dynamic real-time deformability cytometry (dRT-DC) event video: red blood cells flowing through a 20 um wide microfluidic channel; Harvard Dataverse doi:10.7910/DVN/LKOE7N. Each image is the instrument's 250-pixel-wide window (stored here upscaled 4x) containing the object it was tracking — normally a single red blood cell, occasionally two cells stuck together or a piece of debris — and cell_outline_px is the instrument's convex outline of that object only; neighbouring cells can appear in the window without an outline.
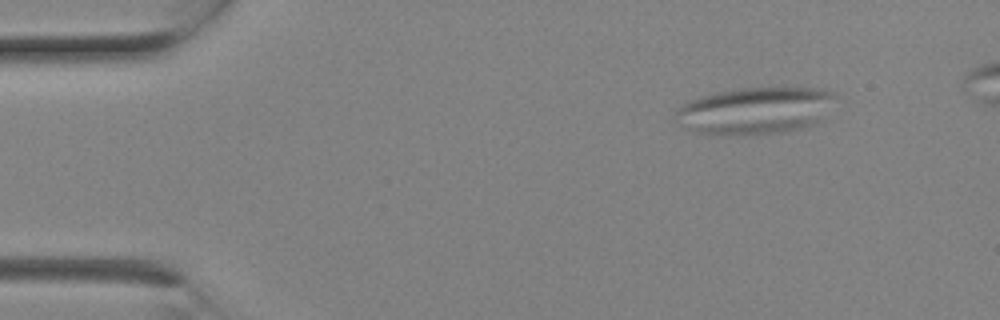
{"species": "Egyptian fruit bat (a non-hibernating species)", "species_latin": "Rousettus aegyptiacus", "temperature_condition": "room temperature", "stored_images_in_passage": 3, "camera_frame_rate_fps": 3000, "um_per_image_px": 0.085, "animal": {"sex": "female"}, "frame": {"image": 1, "passage_image": 1, "time_ms": 0.0, "image_size_px": [1000, 320], "cell_outline_px": [[836, 96], [816, 124], [808, 128], [784, 132], [732, 136], [724, 136], [700, 132], [680, 124], [676, 120], [676, 108], [680, 104], [688, 100], [700, 96], [716, 92], [740, 88], [824, 88], [836, 92]], "centroid_in_image_um": [64.18, 9.41], "position_along_channel_um": 20.8, "area_um2": 44.04}}